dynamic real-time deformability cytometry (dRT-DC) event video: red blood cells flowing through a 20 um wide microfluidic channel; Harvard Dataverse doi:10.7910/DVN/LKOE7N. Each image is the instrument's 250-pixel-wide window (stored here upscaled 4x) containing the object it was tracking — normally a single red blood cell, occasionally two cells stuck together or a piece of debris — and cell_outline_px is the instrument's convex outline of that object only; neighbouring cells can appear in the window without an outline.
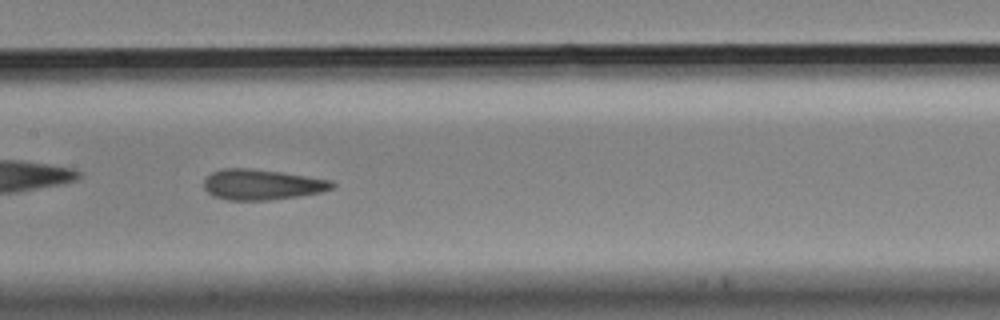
{"species": "Egyptian fruit bat (a non-hibernating species)", "species_latin": "Rousettus aegyptiacus", "temperature_condition": "cold", "stored_images_in_passage": 38, "camera_frame_rate_fps": 3000, "um_per_image_px": 0.085, "animal": {"sex": "male"}, "frame": {"image": 1, "passage_image": 12, "time_ms": 3.667, "image_size_px": [1000, 320], "cell_outline_px": [[336, 184], [332, 188], [320, 192], [296, 196], [268, 200], [228, 200], [212, 196], [204, 188], [204, 180], [212, 172], [224, 168], [252, 168], [284, 172], [332, 180]], "centroid_in_image_um": [22.25, 15.68], "position_along_channel_um": 185.1, "area_um2": 22.83}, "authors_computed_cell_mechanics": {"area_um2": 23.1489, "velocity_mm_per_s": 3.5244, "shape_relaxation_time_tau1_ms": null, "shape_relaxation_time_tau2_ms": 1.6548, "deformation_change_tau1": null, "deformation_change_tau2": 0.076}}